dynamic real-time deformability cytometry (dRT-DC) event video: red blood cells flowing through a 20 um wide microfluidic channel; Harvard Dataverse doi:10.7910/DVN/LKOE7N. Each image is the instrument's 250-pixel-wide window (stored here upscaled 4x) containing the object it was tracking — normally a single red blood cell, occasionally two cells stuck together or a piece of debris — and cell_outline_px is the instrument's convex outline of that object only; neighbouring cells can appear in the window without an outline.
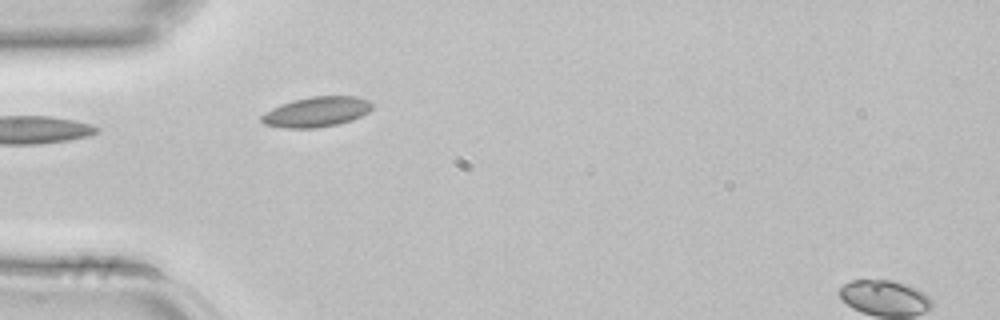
{"species": "common noctule bat (a hibernating species)", "species_latin": "Nyctalus noctula", "temperature_condition": "room temperature", "stored_images_in_passage": 2, "segment_of_instrument_passage": [1, 2], "camera_frame_rate_fps": 3000, "um_per_image_px": 0.085, "animal": {"sex": "female", "body_mass_g": 22.7, "forearm_length_mm": 54.2}, "frame": {"image": 1, "passage_image": 1, "time_ms": 0.0, "image_size_px": [1000, 320], "cell_outline_px": [[372, 108], [368, 112], [352, 120], [336, 124], [316, 128], [284, 128], [264, 124], [260, 120], [260, 116], [264, 112], [280, 104], [292, 100], [312, 96], [356, 96], [368, 100], [372, 104]], "centroid_in_image_um": [26.87, 9.5], "position_along_channel_um": 58.1, "area_um2": 19.48}}